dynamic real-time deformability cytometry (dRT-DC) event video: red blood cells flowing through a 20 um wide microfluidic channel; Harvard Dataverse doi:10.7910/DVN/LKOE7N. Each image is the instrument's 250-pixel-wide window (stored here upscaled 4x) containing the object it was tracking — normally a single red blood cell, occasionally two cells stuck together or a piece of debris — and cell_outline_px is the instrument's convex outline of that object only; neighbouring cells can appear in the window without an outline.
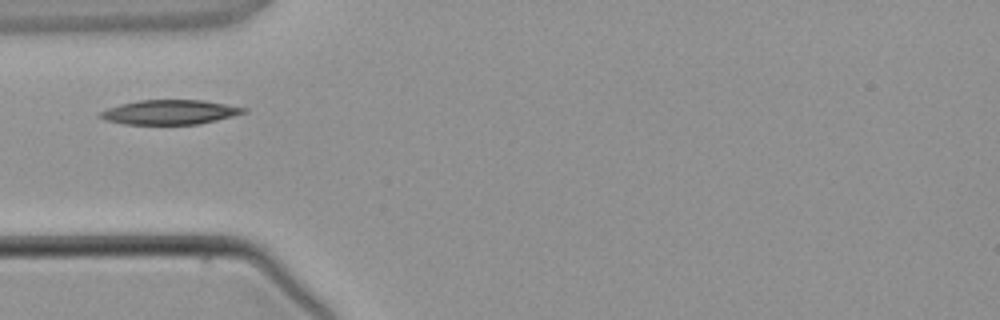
{"species": "common noctule bat (a hibernating species)", "species_latin": "Nyctalus noctula", "temperature_condition": "warm", "stored_images_in_passage": 2, "camera_frame_rate_fps": 3000, "um_per_image_px": 0.085, "animal": {"sex": "male", "body_mass_g": 21.5, "forearm_length_mm": 52.0}, "frame": {"image": 1, "passage_image": 2, "time_ms": 1.0, "image_size_px": [1000, 320], "cell_outline_px": [[248, 112], [200, 124], [124, 124], [104, 120], [96, 116], [100, 112], [108, 108], [120, 104], [136, 100], [204, 100], [248, 108]], "centroid_in_image_um": [14.42, 9.53], "position_along_channel_um": 70.6, "area_um2": 20.63}}